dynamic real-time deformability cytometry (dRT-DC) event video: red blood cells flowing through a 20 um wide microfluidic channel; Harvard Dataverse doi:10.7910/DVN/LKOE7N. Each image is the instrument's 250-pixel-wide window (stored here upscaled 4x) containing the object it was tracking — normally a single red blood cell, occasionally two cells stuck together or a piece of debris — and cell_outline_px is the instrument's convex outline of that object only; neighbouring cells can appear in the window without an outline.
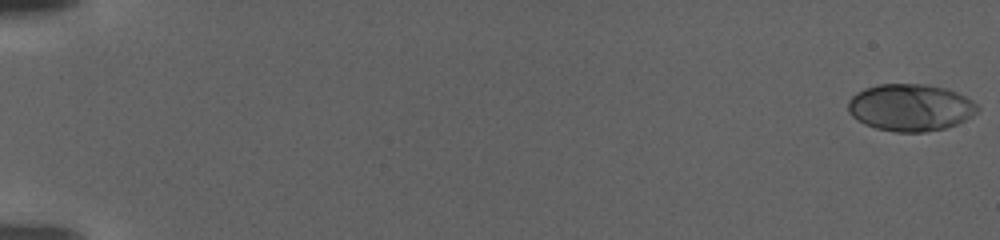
{"species": "human", "species_latin": "Homo sapiens", "temperature_condition": "warm", "stored_images_in_passage": 110, "camera_frame_rate_fps": 3000, "um_per_image_px": 0.085, "donor": {"sex": "female"}, "frame": {"image": 1, "passage_image": 1, "time_ms": 0.0, "image_size_px": [1000, 240], "cell_outline_px": [[980, 108], [972, 116], [956, 124], [944, 128], [924, 132], [896, 132], [876, 128], [864, 124], [856, 120], [848, 112], [848, 100], [852, 96], [864, 88], [880, 84], [928, 84], [948, 88], [972, 100]], "centroid_in_image_um": [77.37, 9.13], "position_along_channel_um": 7.6, "area_um2": 35.6}}
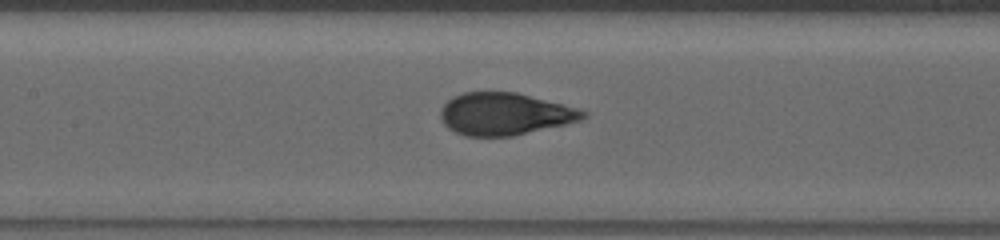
{"frame": {"image": 2, "passage_image": 56, "time_ms": 18.333, "image_size_px": [1000, 240], "cell_outline_px": [[588, 116], [580, 120], [564, 124], [512, 136], [464, 136], [448, 128], [440, 120], [440, 108], [452, 96], [464, 92], [516, 92], [580, 108], [588, 112]], "centroid_in_image_um": [42.89, 9.68], "position_along_channel_um": 164.5, "area_um2": 35.2}}
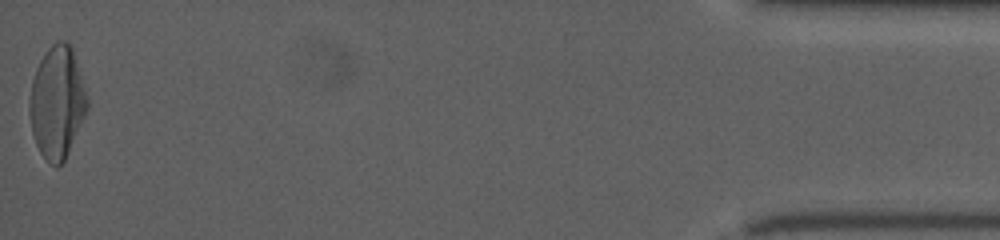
{"frame": {"image": 3, "passage_image": 110, "time_ms": 36.333, "image_size_px": [1000, 240], "cell_outline_px": [[88, 108], [64, 160], [56, 168], [40, 152], [36, 144], [32, 132], [28, 112], [28, 104], [32, 80], [36, 68], [40, 60], [48, 48], [56, 40], [68, 40], [72, 44], [88, 100]], "centroid_in_image_um": [4.84, 8.64], "position_along_channel_um": 430.4, "area_um2": 37.69}}